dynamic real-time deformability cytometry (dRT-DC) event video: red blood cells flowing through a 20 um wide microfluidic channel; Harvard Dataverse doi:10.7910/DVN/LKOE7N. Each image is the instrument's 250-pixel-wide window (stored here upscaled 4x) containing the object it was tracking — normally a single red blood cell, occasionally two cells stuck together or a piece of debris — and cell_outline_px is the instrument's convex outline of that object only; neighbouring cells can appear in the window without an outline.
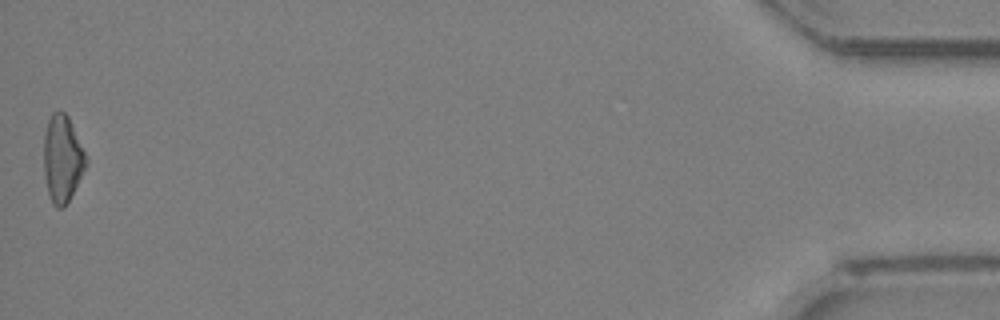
{"species": "Egyptian fruit bat (a non-hibernating species)", "species_latin": "Rousettus aegyptiacus", "temperature_condition": "room temperature", "stored_images_in_passage": 31, "camera_frame_rate_fps": 3000, "um_per_image_px": 0.085, "animal": {"sex": "female"}, "frame": {"image": 1, "passage_image": 31, "time_ms": 10.0, "image_size_px": [1000, 320], "cell_outline_px": [[88, 160], [64, 208], [56, 208], [52, 204], [48, 192], [44, 172], [44, 132], [48, 120], [52, 112], [64, 112], [68, 116]], "centroid_in_image_um": [5.27, 13.48], "position_along_channel_um": 429.9, "area_um2": 20.92}}